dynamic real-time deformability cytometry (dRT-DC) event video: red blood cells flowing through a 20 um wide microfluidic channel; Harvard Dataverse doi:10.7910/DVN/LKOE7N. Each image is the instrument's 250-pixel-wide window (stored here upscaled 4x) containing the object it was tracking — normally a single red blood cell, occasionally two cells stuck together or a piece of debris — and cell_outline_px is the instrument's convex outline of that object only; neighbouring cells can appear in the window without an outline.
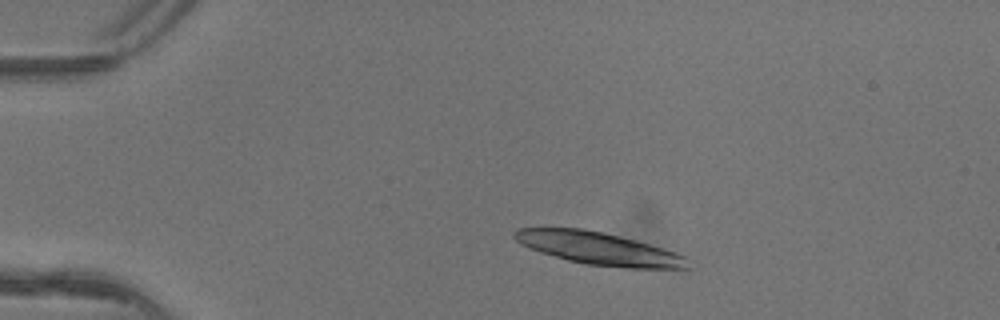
{"species": "common noctule bat (a hibernating species)", "species_latin": "Nyctalus noctula", "temperature_condition": "warm", "stored_images_in_passage": 4, "camera_frame_rate_fps": 3000, "um_per_image_px": 0.085, "animal": {"sex": "female"}, "frame": {"image": 1, "passage_image": 1, "time_ms": 0.0, "image_size_px": [1000, 320], "cell_outline_px": [[692, 268], [624, 268], [584, 264], [568, 260], [540, 252], [528, 248], [520, 244], [512, 236], [512, 232], [516, 228], [584, 228], [636, 240], [684, 256]], "centroid_in_image_um": [50.81, 21.12], "position_along_channel_um": 34.2, "area_um2": 32.66}}
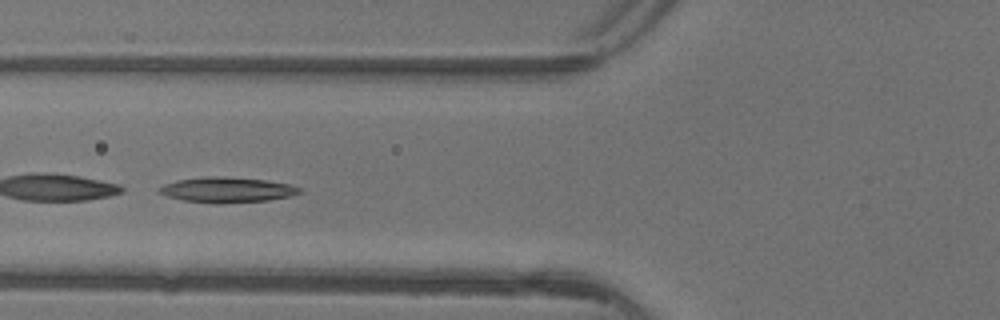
{"frame": {"image": 2, "passage_image": 3, "time_ms": 0.667, "image_size_px": [1000, 320], "cell_outline_px": [[304, 192], [292, 196], [268, 200], [220, 204], [212, 204], [184, 200], [168, 196], [156, 192], [156, 188], [164, 184], [176, 180], [204, 176], [216, 176], [264, 180], [288, 184], [300, 188]], "centroid_in_image_um": [19.26, 16.14], "position_along_channel_um": 106.5, "area_um2": 20.87}}
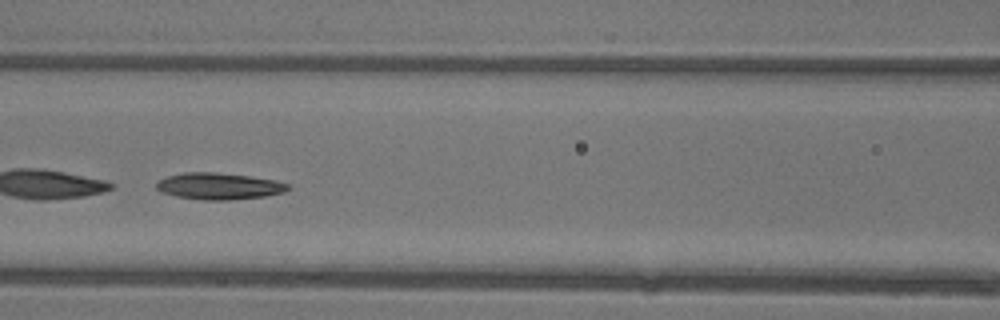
{"frame": {"image": 3, "passage_image": 4, "time_ms": 1.0, "image_size_px": [1000, 320], "cell_outline_px": [[292, 188], [284, 192], [264, 196], [232, 200], [200, 200], [176, 196], [160, 192], [156, 188], [156, 184], [160, 180], [168, 176], [184, 172], [216, 172], [248, 176], [276, 180], [288, 184]], "centroid_in_image_um": [18.61, 15.83], "position_along_channel_um": 148.0, "area_um2": 20.46}}